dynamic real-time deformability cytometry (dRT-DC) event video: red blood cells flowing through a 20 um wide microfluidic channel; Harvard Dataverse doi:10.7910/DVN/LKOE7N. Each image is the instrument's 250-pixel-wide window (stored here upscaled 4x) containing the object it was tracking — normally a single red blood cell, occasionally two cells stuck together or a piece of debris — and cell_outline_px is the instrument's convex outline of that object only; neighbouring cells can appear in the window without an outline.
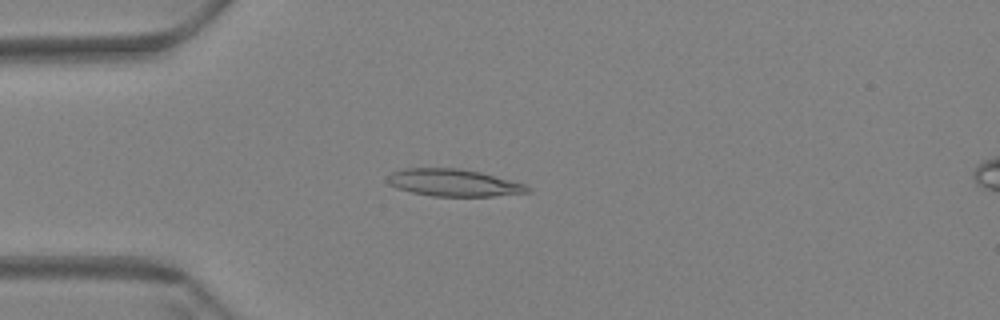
{"species": "Egyptian fruit bat (a non-hibernating species)", "species_latin": "Rousettus aegyptiacus", "temperature_condition": "warm", "stored_images_in_passage": 59, "camera_frame_rate_fps": 3000, "um_per_image_px": 0.085, "animal": {"sex": "female"}, "frame": {"image": 1, "passage_image": 16, "time_ms": 5.0, "image_size_px": [1000, 320], "cell_outline_px": [[532, 192], [492, 196], [432, 196], [412, 192], [396, 188], [388, 184], [384, 180], [392, 172], [404, 168], [460, 168], [480, 172], [524, 184], [532, 188]], "centroid_in_image_um": [38.53, 15.53], "position_along_channel_um": 46.5, "area_um2": 22.25}}
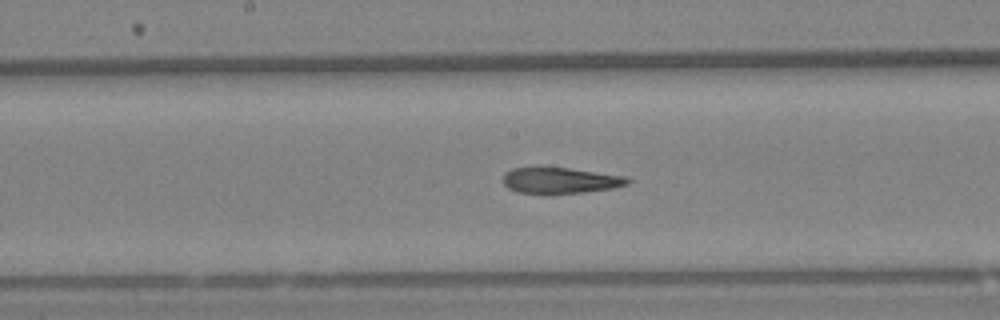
{"frame": {"image": 2, "passage_image": 31, "time_ms": 10.0, "image_size_px": [1000, 320], "cell_outline_px": [[632, 180], [628, 184], [612, 188], [584, 192], [548, 196], [544, 196], [516, 192], [508, 188], [504, 184], [504, 172], [512, 168], [536, 164], [540, 164], [624, 176]], "centroid_in_image_um": [47.5, 15.33], "position_along_channel_um": 200.7, "area_um2": 20.11}}
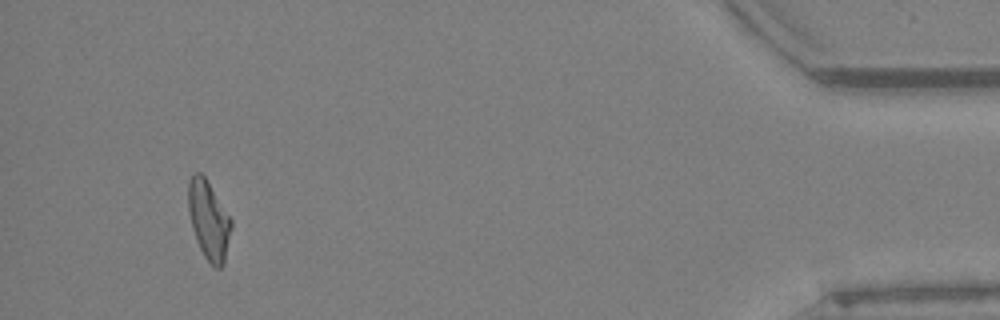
{"frame": {"image": 3, "passage_image": 56, "time_ms": 18.333, "image_size_px": [1000, 320], "cell_outline_px": [[232, 228], [224, 264], [220, 268], [216, 268], [204, 256], [200, 248], [192, 228], [188, 212], [188, 184], [192, 176], [196, 172], [200, 172], [204, 176], [232, 220]], "centroid_in_image_um": [17.75, 18.73], "position_along_channel_um": 417.5, "area_um2": 19.48}, "authors_computed_cell_mechanics": {"area_um2": 20.23, "velocity_mm_per_s": 3.4508, "shape_relaxation_time_tau1_ms": null, "shape_relaxation_time_tau2_ms": 3.2179, "deformation_change_tau1": null, "deformation_change_tau2": 0.1325}}